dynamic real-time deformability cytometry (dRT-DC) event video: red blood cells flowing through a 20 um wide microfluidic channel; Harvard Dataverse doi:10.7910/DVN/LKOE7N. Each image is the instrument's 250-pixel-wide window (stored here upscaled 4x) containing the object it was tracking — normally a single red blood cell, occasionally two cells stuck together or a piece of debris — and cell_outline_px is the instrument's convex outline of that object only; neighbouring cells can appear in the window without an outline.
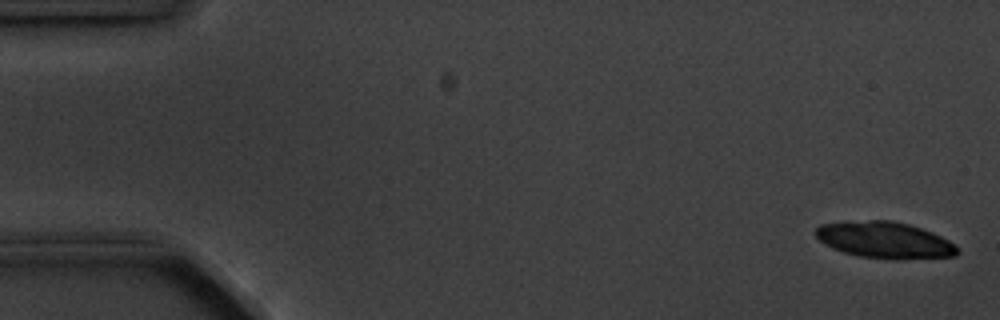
{"species": "common noctule bat (a hibernating species)", "species_latin": "Nyctalus noctula", "temperature_condition": "cold", "stored_images_in_passage": 6, "segment_of_instrument_passage": [1, 2], "camera_frame_rate_fps": 3000, "um_per_image_px": 0.085, "animal": {"sex": "male", "body_mass_g": 20.1, "forearm_length_mm": 53.5}, "frame": {"image": 1, "passage_image": 1, "time_ms": 0.0, "image_size_px": [1000, 320], "cell_outline_px": [[960, 252], [956, 256], [900, 260], [896, 260], [860, 256], [844, 252], [832, 248], [824, 244], [812, 232], [820, 224], [872, 220], [892, 220], [908, 224], [932, 232], [948, 240], [960, 248]], "centroid_in_image_um": [75.22, 20.42], "position_along_channel_um": 9.8, "area_um2": 30.23}}